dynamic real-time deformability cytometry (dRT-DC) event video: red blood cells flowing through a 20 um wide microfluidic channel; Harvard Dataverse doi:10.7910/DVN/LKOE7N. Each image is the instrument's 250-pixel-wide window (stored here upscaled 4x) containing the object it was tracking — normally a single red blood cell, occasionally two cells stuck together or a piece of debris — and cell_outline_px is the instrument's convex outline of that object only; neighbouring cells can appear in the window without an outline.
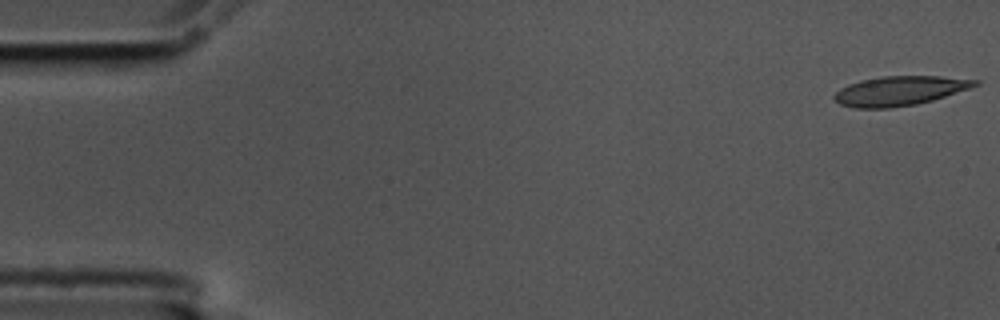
{"species": "common noctule bat (a hibernating species)", "species_latin": "Nyctalus noctula", "temperature_condition": "cold", "stored_images_in_passage": 56, "camera_frame_rate_fps": 3000, "um_per_image_px": 0.085, "animal": {"sex": "male", "body_mass_g": 17.5, "forearm_length_mm": 52.3}, "frame": {"image": 1, "passage_image": 1, "time_ms": 0.0, "image_size_px": [1000, 320], "cell_outline_px": [[980, 84], [932, 100], [916, 104], [888, 108], [856, 108], [840, 104], [832, 96], [840, 88], [848, 84], [860, 80], [884, 76], [940, 76], [980, 80]], "centroid_in_image_um": [76.44, 7.71], "position_along_channel_um": 8.6, "area_um2": 23.93}}
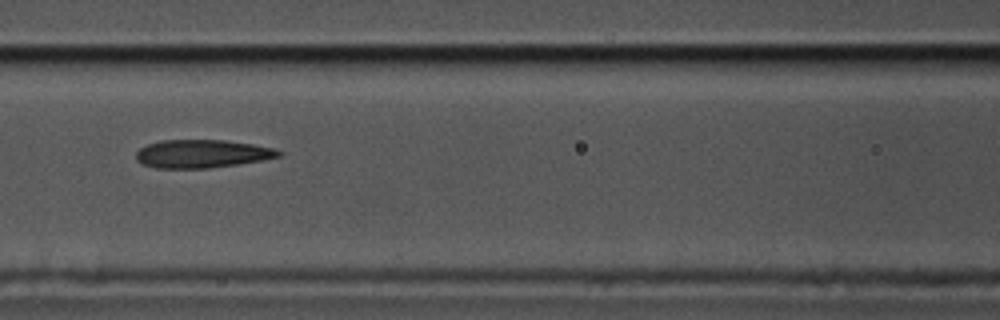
{"frame": {"image": 2, "passage_image": 24, "time_ms": 7.667, "image_size_px": [1000, 320], "cell_outline_px": [[284, 156], [236, 164], [208, 168], [156, 168], [144, 164], [136, 160], [136, 152], [140, 148], [148, 144], [160, 140], [224, 140], [252, 144], [272, 148], [284, 152]], "centroid_in_image_um": [17.17, 13.06], "position_along_channel_um": 149.4, "area_um2": 23.29}}
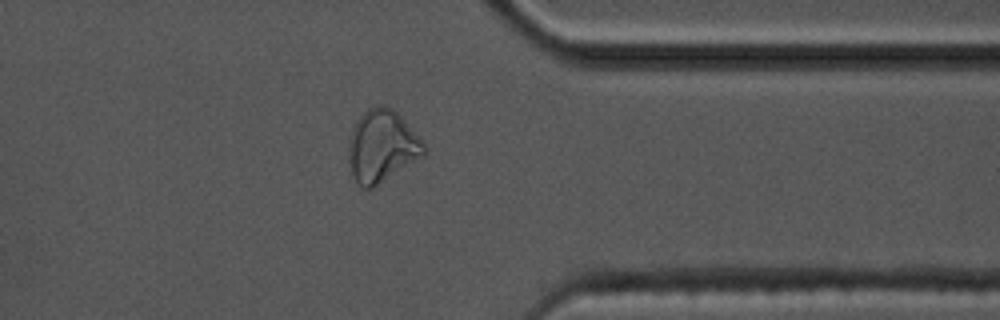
{"frame": {"image": 3, "passage_image": 44, "time_ms": 14.333, "image_size_px": [1000, 320], "cell_outline_px": [[428, 152], [424, 156], [372, 188], [364, 188], [356, 180], [352, 172], [348, 160], [348, 148], [352, 132], [356, 120], [368, 108], [376, 104], [384, 104], [392, 108], [400, 116], [428, 148]], "centroid_in_image_um": [32.48, 12.41], "position_along_channel_um": 378.9, "area_um2": 31.44}, "authors_computed_cell_mechanics": {"area_um2": 24.5072, "velocity_mm_per_s": 3.5667, "shape_relaxation_time_tau1_ms": null, "shape_relaxation_time_tau2_ms": 4.9083, "deformation_change_tau1": null, "deformation_change_tau2": 0.1342}}